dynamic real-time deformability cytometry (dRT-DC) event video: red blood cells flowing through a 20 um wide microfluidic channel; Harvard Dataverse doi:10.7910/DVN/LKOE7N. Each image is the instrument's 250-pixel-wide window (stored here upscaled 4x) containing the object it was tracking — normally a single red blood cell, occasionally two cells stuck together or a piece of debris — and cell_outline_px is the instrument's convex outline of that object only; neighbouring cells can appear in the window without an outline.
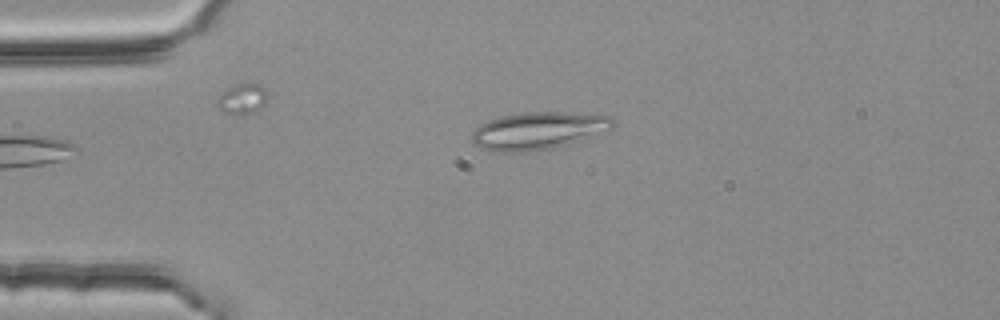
{"species": "common noctule bat (a hibernating species)", "species_latin": "Nyctalus noctula", "temperature_condition": "room temperature", "stored_images_in_passage": 3, "camera_frame_rate_fps": 3000, "um_per_image_px": 0.085, "animal": {"sex": "female", "body_mass_g": 25.1}, "frame": {"image": 1, "passage_image": 3, "time_ms": 0.667, "image_size_px": [1000, 320], "cell_outline_px": [[616, 124], [608, 132], [552, 148], [524, 152], [488, 152], [472, 144], [472, 132], [480, 124], [488, 120], [500, 116], [524, 112], [600, 112], [608, 116]], "centroid_in_image_um": [45.78, 11.1], "position_along_channel_um": 39.2, "area_um2": 31.56}}